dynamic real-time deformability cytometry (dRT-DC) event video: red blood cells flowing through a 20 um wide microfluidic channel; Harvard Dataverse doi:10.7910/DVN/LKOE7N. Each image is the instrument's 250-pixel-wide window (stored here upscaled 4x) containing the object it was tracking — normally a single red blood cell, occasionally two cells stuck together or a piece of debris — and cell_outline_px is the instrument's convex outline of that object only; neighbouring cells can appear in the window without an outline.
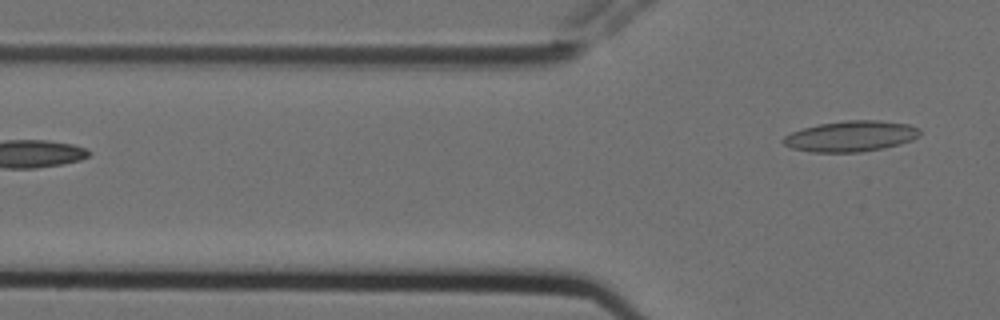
{"species": "Egyptian fruit bat (a non-hibernating species)", "species_latin": "Rousettus aegyptiacus", "temperature_condition": "cold", "stored_images_in_passage": 7, "camera_frame_rate_fps": 3000, "um_per_image_px": 0.085, "animal": {"sex": "female"}, "frame": {"image": 1, "passage_image": 7, "time_ms": 2.0, "image_size_px": [1000, 320], "cell_outline_px": [[920, 136], [912, 140], [900, 144], [884, 148], [860, 152], [812, 152], [792, 148], [784, 144], [780, 140], [784, 136], [792, 132], [804, 128], [820, 124], [848, 120], [876, 120], [908, 124], [920, 128]], "centroid_in_image_um": [72.34, 11.58], "position_along_channel_um": 53.5, "area_um2": 24.45}}